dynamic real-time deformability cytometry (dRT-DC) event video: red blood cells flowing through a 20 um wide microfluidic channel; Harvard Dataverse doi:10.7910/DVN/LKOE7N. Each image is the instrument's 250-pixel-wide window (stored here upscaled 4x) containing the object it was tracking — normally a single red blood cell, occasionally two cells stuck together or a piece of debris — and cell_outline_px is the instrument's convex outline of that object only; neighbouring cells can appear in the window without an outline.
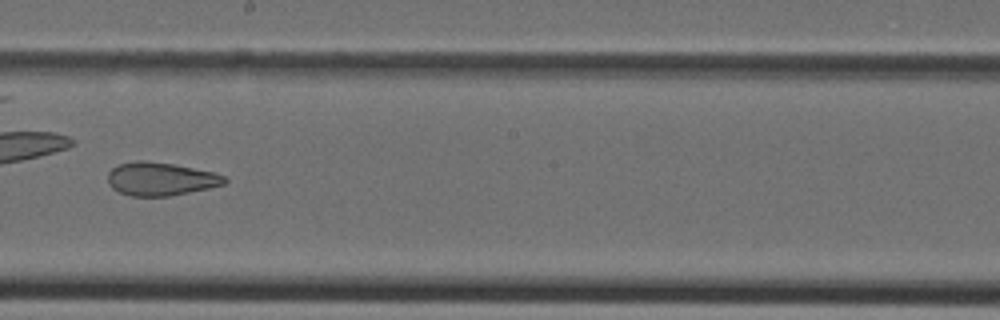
{"species": "Egyptian fruit bat (a non-hibernating species)", "species_latin": "Rousettus aegyptiacus", "temperature_condition": "cold", "stored_images_in_passage": 33, "camera_frame_rate_fps": 3000, "um_per_image_px": 0.085, "animal": {"sex": "female"}, "frame": {"image": 1, "passage_image": 19, "time_ms": 6.0, "image_size_px": [1000, 320], "cell_outline_px": [[228, 180], [224, 184], [208, 188], [168, 196], [132, 196], [120, 192], [112, 188], [108, 184], [108, 172], [112, 168], [120, 164], [136, 160], [144, 160], [172, 164], [212, 172], [224, 176]], "centroid_in_image_um": [13.61, 15.21], "position_along_channel_um": 234.6, "area_um2": 22.37}}
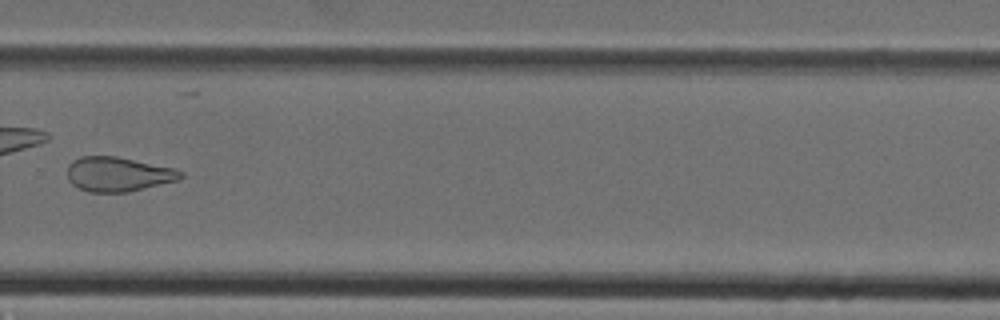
{"frame": {"image": 2, "passage_image": 24, "time_ms": 7.667, "image_size_px": [1000, 320], "cell_outline_px": [[184, 176], [180, 180], [128, 192], [88, 192], [72, 184], [68, 180], [68, 164], [72, 160], [80, 156], [116, 156], [172, 168], [184, 172]], "centroid_in_image_um": [10.04, 14.81], "position_along_channel_um": 319.8, "area_um2": 22.83}}